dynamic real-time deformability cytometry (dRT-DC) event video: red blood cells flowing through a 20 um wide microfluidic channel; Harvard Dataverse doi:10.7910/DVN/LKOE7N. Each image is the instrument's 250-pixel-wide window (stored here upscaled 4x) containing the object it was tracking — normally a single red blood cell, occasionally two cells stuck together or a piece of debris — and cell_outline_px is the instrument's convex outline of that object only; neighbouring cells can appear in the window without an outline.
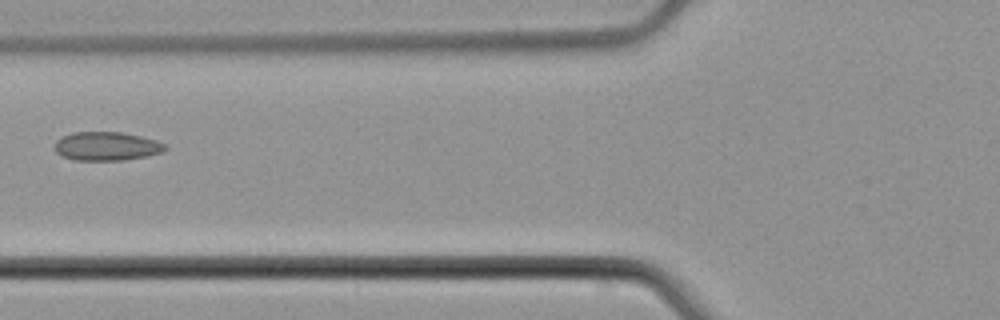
{"species": "common noctule bat (a hibernating species)", "species_latin": "Nyctalus noctula", "temperature_condition": "cold", "stored_images_in_passage": 7, "camera_frame_rate_fps": 3000, "um_per_image_px": 0.085, "animal": {"sex": "male", "body_mass_g": 21.5, "forearm_length_mm": 52.0}, "frame": {"image": 1, "passage_image": 6, "time_ms": 6.667, "image_size_px": [1000, 320], "cell_outline_px": [[168, 148], [160, 152], [148, 156], [120, 160], [76, 160], [64, 156], [56, 152], [56, 140], [72, 132], [124, 132], [156, 140], [164, 144]], "centroid_in_image_um": [9.08, 12.42], "position_along_channel_um": 116.7, "area_um2": 18.26}}
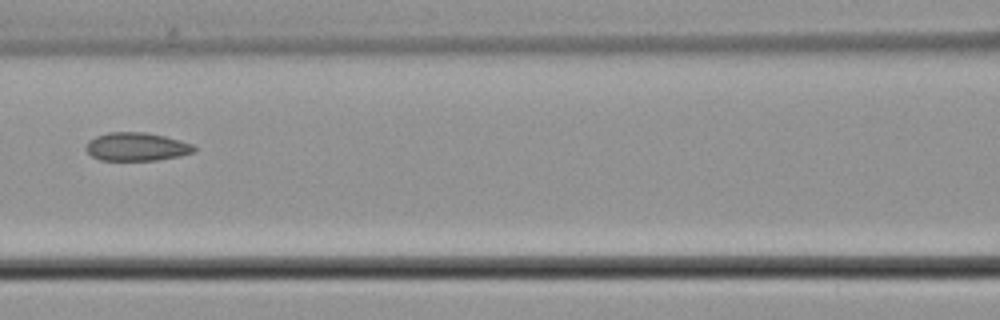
{"frame": {"image": 2, "passage_image": 7, "time_ms": 7.667, "image_size_px": [1000, 320], "cell_outline_px": [[196, 152], [180, 156], [156, 160], [100, 160], [92, 156], [84, 148], [88, 140], [96, 136], [108, 132], [144, 132], [164, 136], [180, 140], [192, 144], [196, 148]], "centroid_in_image_um": [11.6, 12.47], "position_along_channel_um": 155.0, "area_um2": 17.92}}